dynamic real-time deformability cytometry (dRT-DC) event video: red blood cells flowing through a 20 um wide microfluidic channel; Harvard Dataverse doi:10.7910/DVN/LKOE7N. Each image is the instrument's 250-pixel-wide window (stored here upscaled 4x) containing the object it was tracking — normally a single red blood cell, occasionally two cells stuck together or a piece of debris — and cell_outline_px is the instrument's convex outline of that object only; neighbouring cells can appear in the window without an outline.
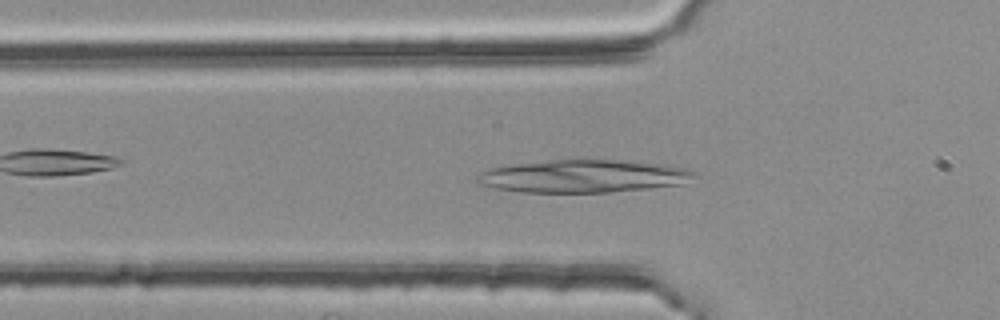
{"species": "common noctule bat (a hibernating species)", "species_latin": "Nyctalus noctula", "temperature_condition": "room temperature", "stored_images_in_passage": 45, "camera_frame_rate_fps": 3000, "um_per_image_px": 0.085, "animal": {"sex": "female", "body_mass_g": 25.1}, "frame": {"image": 1, "passage_image": 12, "time_ms": 3.667, "image_size_px": [1000, 320], "cell_outline_px": [[696, 176], [684, 184], [612, 192], [520, 192], [496, 188], [476, 184], [476, 176], [480, 172], [492, 168], [512, 164], [588, 156], [664, 164], [688, 168], [696, 172]], "centroid_in_image_um": [49.61, 14.93], "position_along_channel_um": 76.2, "area_um2": 42.77}}
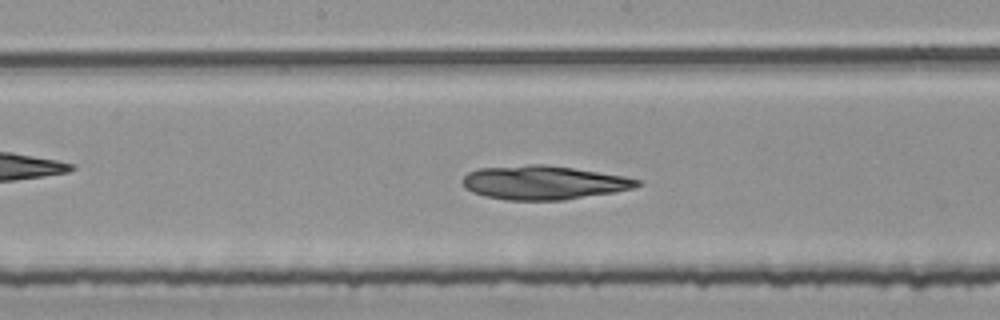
{"frame": {"image": 2, "passage_image": 22, "time_ms": 7.0, "image_size_px": [1000, 320], "cell_outline_px": [[640, 184], [632, 188], [616, 192], [564, 200], [508, 200], [484, 196], [472, 192], [464, 188], [460, 180], [468, 172], [480, 168], [528, 164], [544, 164], [572, 168], [624, 176], [640, 180]], "centroid_in_image_um": [46.16, 15.52], "position_along_channel_um": 202.0, "area_um2": 34.51}}
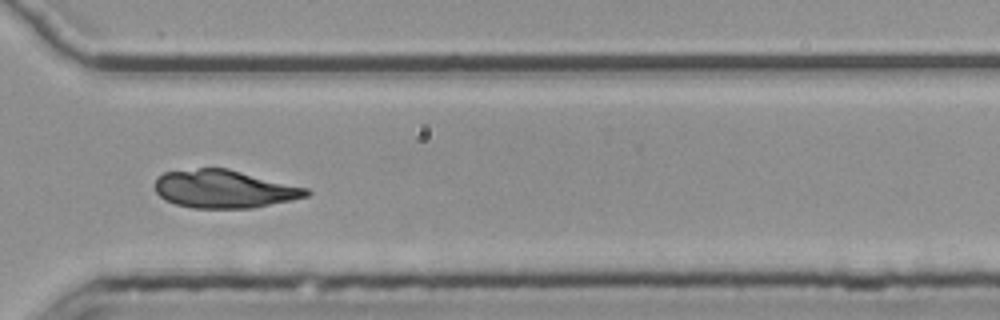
{"frame": {"image": 3, "passage_image": 34, "time_ms": 11.0, "image_size_px": [1000, 320], "cell_outline_px": [[312, 192], [308, 196], [292, 200], [252, 208], [192, 208], [176, 204], [164, 200], [156, 192], [156, 176], [164, 172], [200, 168], [228, 168], [308, 188]], "centroid_in_image_um": [19.06, 16.06], "position_along_channel_um": 351.5, "area_um2": 33.64}}